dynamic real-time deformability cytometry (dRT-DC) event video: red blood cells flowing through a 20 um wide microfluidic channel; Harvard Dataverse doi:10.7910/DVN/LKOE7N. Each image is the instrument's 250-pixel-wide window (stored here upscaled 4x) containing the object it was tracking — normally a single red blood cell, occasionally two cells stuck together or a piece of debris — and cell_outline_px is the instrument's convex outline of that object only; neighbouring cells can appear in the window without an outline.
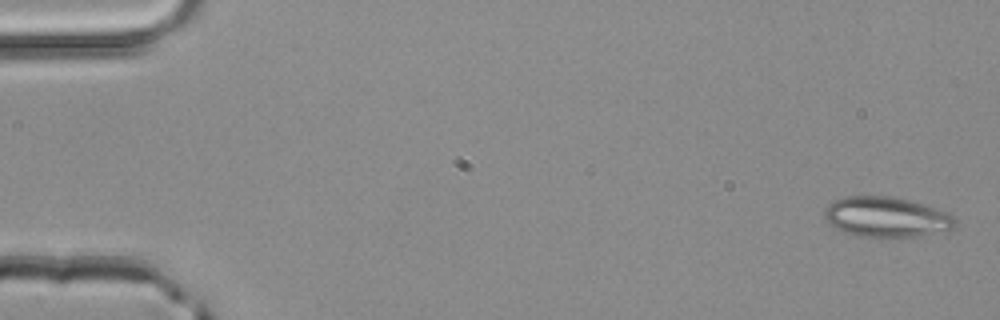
{"species": "common noctule bat (a hibernating species)", "species_latin": "Nyctalus noctula", "temperature_condition": "room temperature", "stored_images_in_passage": 4, "camera_frame_rate_fps": 3000, "um_per_image_px": 0.085, "animal": {"sex": "male", "body_mass_g": 20.4}, "frame": {"image": 1, "passage_image": 1, "time_ms": 0.0, "image_size_px": [1000, 320], "cell_outline_px": [[956, 224], [952, 228], [920, 236], [856, 236], [844, 232], [828, 224], [824, 216], [824, 208], [832, 200], [844, 196], [888, 196], [912, 200], [948, 212], [956, 220]], "centroid_in_image_um": [75.29, 18.42], "position_along_channel_um": 9.7, "area_um2": 30.63}}